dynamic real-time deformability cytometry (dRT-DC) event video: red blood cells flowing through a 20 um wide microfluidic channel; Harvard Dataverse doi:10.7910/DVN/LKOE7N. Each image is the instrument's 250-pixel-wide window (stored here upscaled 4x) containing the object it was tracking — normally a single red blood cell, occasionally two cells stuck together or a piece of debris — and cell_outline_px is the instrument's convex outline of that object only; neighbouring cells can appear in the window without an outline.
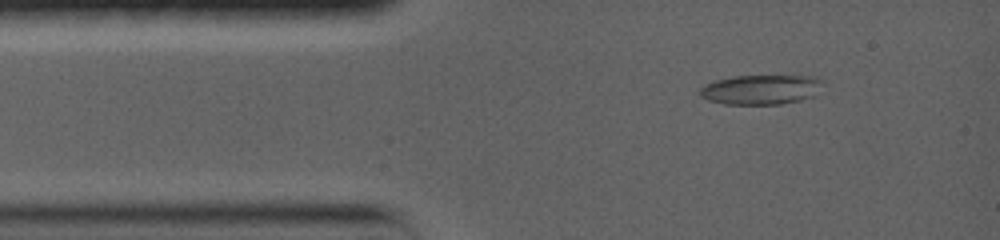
{"species": "common noctule bat (a hibernating species)", "species_latin": "Nyctalus noctula", "temperature_condition": "warm", "stored_images_in_passage": 5, "camera_frame_rate_fps": 5000, "um_per_image_px": 0.085, "animal": {"sex": "female", "body_mass_g": 19.0, "forearm_length_mm": 56.7}, "frame": {"image": 1, "passage_image": 3, "time_ms": 1.0, "image_size_px": [1000, 240], "cell_outline_px": [[824, 80], [812, 96], [800, 100], [780, 104], [724, 104], [708, 100], [700, 96], [700, 88], [704, 84], [716, 80], [732, 76], [820, 76]], "centroid_in_image_um": [64.65, 7.6], "position_along_channel_um": 20.3, "area_um2": 21.21}}